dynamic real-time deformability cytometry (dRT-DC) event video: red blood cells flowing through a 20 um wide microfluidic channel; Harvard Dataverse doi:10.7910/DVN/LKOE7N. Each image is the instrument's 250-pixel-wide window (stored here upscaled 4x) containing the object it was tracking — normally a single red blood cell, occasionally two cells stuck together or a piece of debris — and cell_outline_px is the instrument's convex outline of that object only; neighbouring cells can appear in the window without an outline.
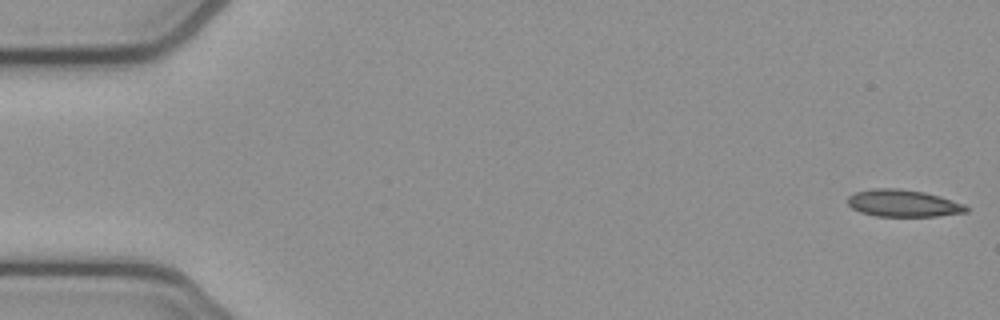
{"species": "common noctule bat (a hibernating species)", "species_latin": "Nyctalus noctula", "temperature_condition": "cold", "stored_images_in_passage": 52, "camera_frame_rate_fps": 3000, "um_per_image_px": 0.085, "animal": {"sex": "female", "body_mass_g": 21.9}, "frame": {"image": 1, "passage_image": 1, "time_ms": 0.0, "image_size_px": [1000, 320], "cell_outline_px": [[968, 212], [936, 216], [876, 216], [860, 212], [852, 208], [848, 204], [848, 196], [856, 192], [872, 188], [900, 188], [924, 192], [940, 196], [964, 204], [968, 208]], "centroid_in_image_um": [76.76, 17.27], "position_along_channel_um": 8.2, "area_um2": 18.73}}
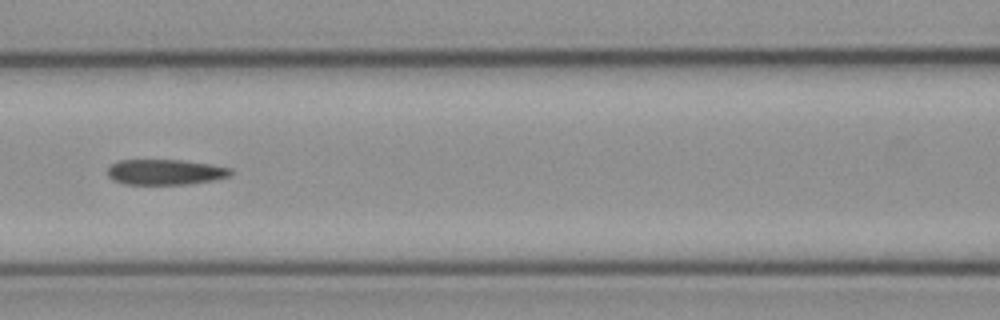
{"frame": {"image": 2, "passage_image": 23, "time_ms": 7.333, "image_size_px": [1000, 320], "cell_outline_px": [[232, 176], [216, 180], [188, 184], [124, 184], [112, 180], [108, 176], [108, 168], [112, 164], [120, 160], [180, 160], [212, 164], [232, 168]], "centroid_in_image_um": [14.1, 14.63], "position_along_channel_um": 152.5, "area_um2": 18.44}}
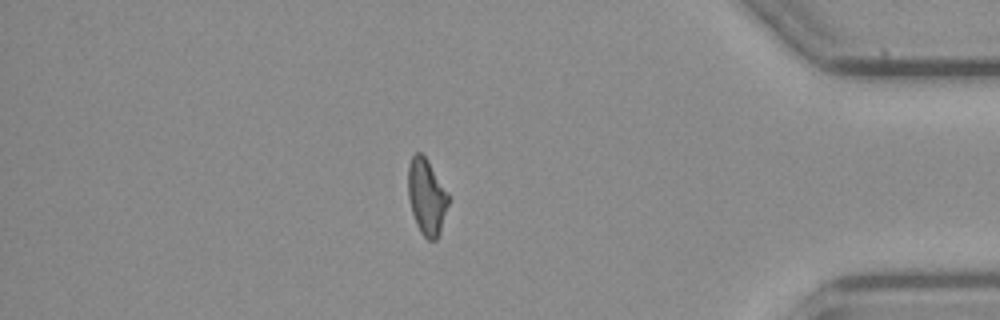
{"frame": {"image": 3, "passage_image": 45, "time_ms": 14.667, "image_size_px": [1000, 320], "cell_outline_px": [[448, 204], [440, 232], [436, 240], [428, 240], [420, 232], [416, 224], [412, 212], [408, 196], [408, 164], [412, 156], [416, 152], [420, 152], [428, 160], [448, 192]], "centroid_in_image_um": [36.25, 16.71], "position_along_channel_um": 398.9, "area_um2": 17.8}, "authors_computed_cell_mechanics": {"area_um2": 18.8139, "velocity_mm_per_s": 3.8868, "shape_relaxation_time_tau1_ms": null, "shape_relaxation_time_tau2_ms": 9.2568, "deformation_change_tau1": null, "deformation_change_tau2": 0.1976}}